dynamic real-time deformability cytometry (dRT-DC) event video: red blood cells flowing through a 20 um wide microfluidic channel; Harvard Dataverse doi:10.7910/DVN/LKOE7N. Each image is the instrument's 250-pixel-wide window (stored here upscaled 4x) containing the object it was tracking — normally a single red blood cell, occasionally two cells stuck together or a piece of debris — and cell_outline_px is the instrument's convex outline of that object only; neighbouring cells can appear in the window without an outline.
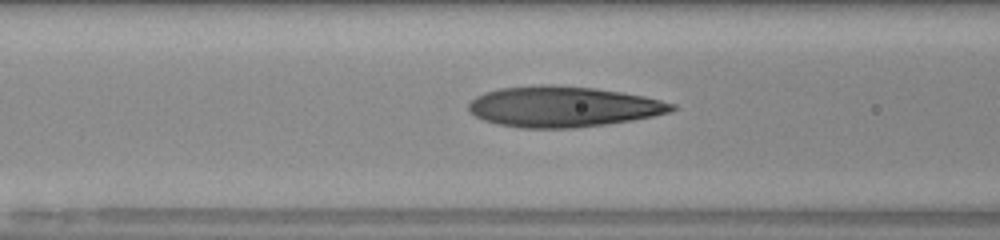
{"species": "human", "species_latin": "Homo sapiens", "temperature_condition": "room temperature", "stored_images_in_passage": 30, "camera_frame_rate_fps": 3000, "um_per_image_px": 0.085, "donor": {"sex": "male"}, "frame": {"image": 1, "passage_image": 7, "time_ms": 2.0, "image_size_px": [1000, 240], "cell_outline_px": [[676, 108], [672, 112], [632, 120], [576, 128], [520, 128], [496, 124], [484, 120], [468, 112], [468, 104], [476, 96], [484, 92], [500, 88], [540, 84], [552, 84], [596, 88], [644, 96], [676, 104]], "centroid_in_image_um": [47.83, 9.06], "position_along_channel_um": 118.8, "area_um2": 48.38}}
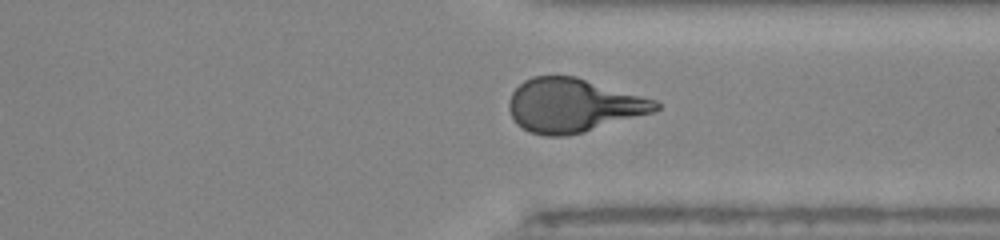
{"frame": {"image": 2, "passage_image": 25, "time_ms": 8.0, "image_size_px": [1000, 240], "cell_outline_px": [[660, 108], [652, 112], [584, 132], [564, 136], [544, 136], [528, 132], [516, 124], [508, 108], [508, 104], [512, 92], [524, 80], [532, 76], [576, 76], [656, 100], [660, 104]], "centroid_in_image_um": [48.69, 8.96], "position_along_channel_um": 362.7, "area_um2": 45.84}}
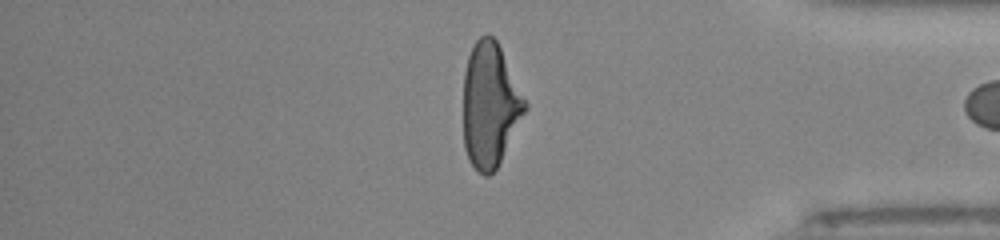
{"frame": {"image": 3, "passage_image": 29, "time_ms": 9.333, "image_size_px": [1000, 240], "cell_outline_px": [[528, 108], [496, 168], [488, 176], [484, 176], [468, 160], [464, 148], [464, 72], [468, 56], [476, 40], [480, 36], [488, 32], [496, 40], [528, 104]], "centroid_in_image_um": [41.65, 8.92], "position_along_channel_um": 393.6, "area_um2": 44.39}}